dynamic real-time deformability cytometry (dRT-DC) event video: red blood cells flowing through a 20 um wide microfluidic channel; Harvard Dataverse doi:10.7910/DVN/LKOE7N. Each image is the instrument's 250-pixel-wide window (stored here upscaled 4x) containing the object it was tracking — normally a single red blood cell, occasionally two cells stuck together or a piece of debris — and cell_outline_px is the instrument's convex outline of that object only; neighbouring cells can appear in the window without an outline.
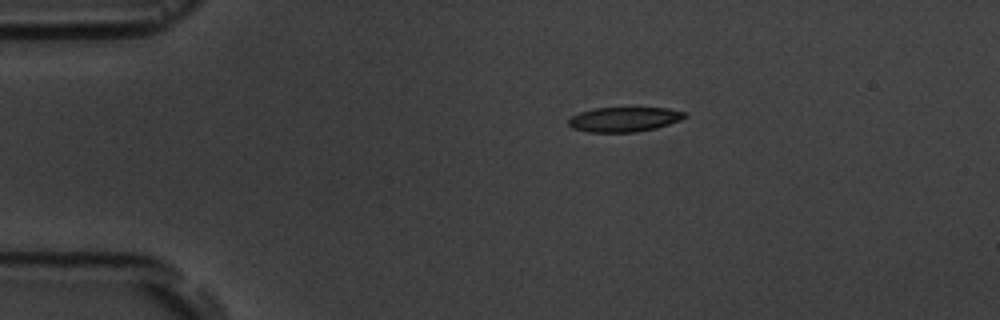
{"species": "common noctule bat (a hibernating species)", "species_latin": "Nyctalus noctula", "temperature_condition": "room temperature", "stored_images_in_passage": 9, "camera_frame_rate_fps": 3000, "um_per_image_px": 0.085, "animal": {"sex": "male", "body_mass_g": 19.5, "forearm_length_mm": 54.6}, "frame": {"image": 1, "passage_image": 1, "time_ms": 0.0, "image_size_px": [1000, 320], "cell_outline_px": [[688, 116], [680, 120], [656, 128], [636, 132], [588, 132], [572, 128], [568, 124], [568, 120], [572, 116], [580, 112], [596, 108], [668, 108], [688, 112]], "centroid_in_image_um": [53.08, 10.14], "position_along_channel_um": 31.9, "area_um2": 16.76}}
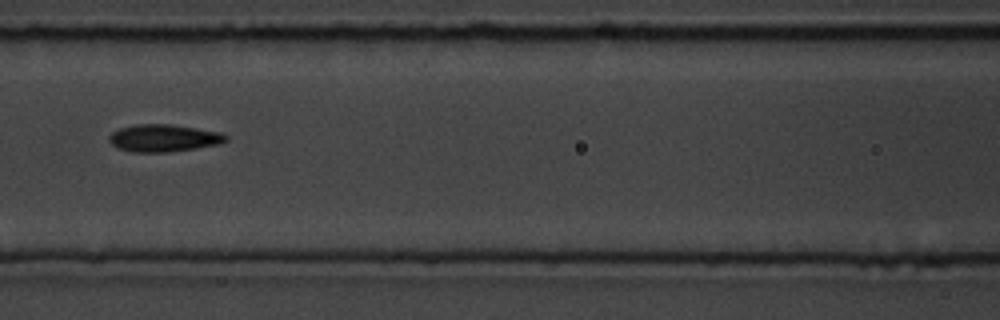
{"frame": {"image": 2, "passage_image": 5, "time_ms": 4.667, "image_size_px": [1000, 320], "cell_outline_px": [[228, 140], [220, 144], [196, 148], [168, 152], [132, 152], [116, 148], [108, 140], [108, 136], [112, 132], [120, 128], [136, 124], [172, 124], [220, 132], [228, 136]], "centroid_in_image_um": [13.9, 11.74], "position_along_channel_um": 152.7, "area_um2": 18.73}}
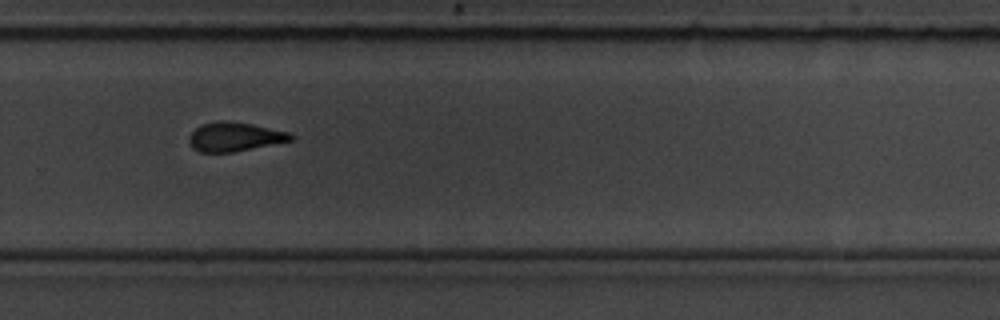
{"frame": {"image": 3, "passage_image": 9, "time_ms": 9.0, "image_size_px": [1000, 320], "cell_outline_px": [[296, 136], [292, 140], [232, 152], [200, 152], [192, 148], [188, 140], [188, 136], [200, 124], [220, 120], [224, 120], [252, 124], [288, 132]], "centroid_in_image_um": [19.91, 11.62], "position_along_channel_um": 309.9, "area_um2": 17.17}}